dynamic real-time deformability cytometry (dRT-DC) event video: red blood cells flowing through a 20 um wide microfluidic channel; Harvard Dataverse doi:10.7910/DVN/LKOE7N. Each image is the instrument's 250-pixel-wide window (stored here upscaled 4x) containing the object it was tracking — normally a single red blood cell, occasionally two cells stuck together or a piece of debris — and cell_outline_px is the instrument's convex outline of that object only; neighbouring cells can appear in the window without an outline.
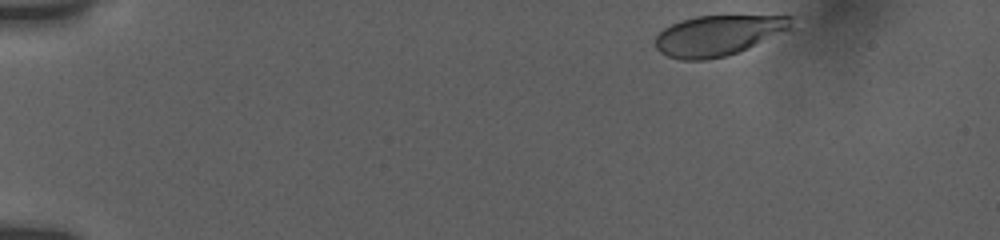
{"species": "human", "species_latin": "Homo sapiens", "temperature_condition": "room temperature", "stored_images_in_passage": 23, "camera_frame_rate_fps": 3000, "um_per_image_px": 0.085, "donor": {"sex": "female"}, "frame": {"image": 1, "passage_image": 1, "time_ms": 0.0, "image_size_px": [1000, 240], "cell_outline_px": [[796, 16], [792, 28], [748, 48], [724, 56], [704, 60], [680, 60], [668, 56], [660, 52], [656, 48], [656, 36], [664, 28], [680, 20], [696, 16]], "centroid_in_image_um": [61.05, 3.0], "position_along_channel_um": 24.0, "area_um2": 31.85}}
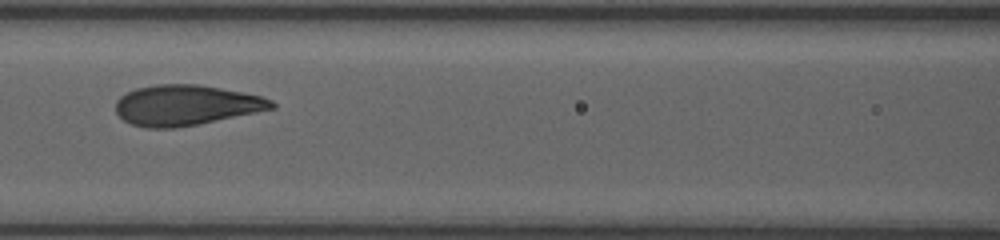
{"frame": {"image": 2, "passage_image": 14, "time_ms": 6.333, "image_size_px": [1000, 240], "cell_outline_px": [[276, 108], [196, 124], [172, 128], [148, 128], [132, 124], [124, 120], [116, 112], [116, 100], [120, 96], [136, 88], [156, 84], [200, 84], [260, 96], [272, 100], [276, 104]], "centroid_in_image_um": [15.78, 8.93], "position_along_channel_um": 150.8, "area_um2": 36.36}}
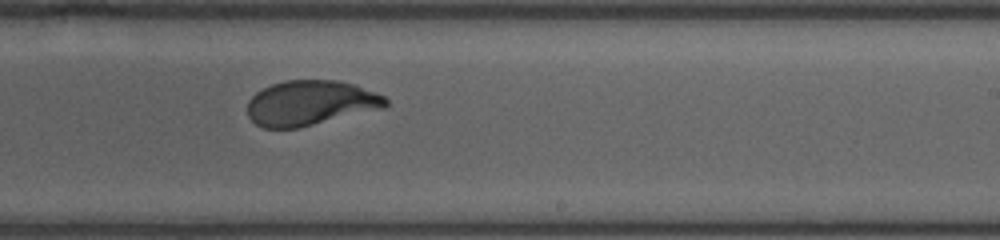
{"frame": {"image": 3, "passage_image": 23, "time_ms": 9.333, "image_size_px": [1000, 240], "cell_outline_px": [[388, 104], [384, 108], [296, 128], [264, 128], [256, 124], [248, 116], [248, 100], [256, 92], [272, 84], [284, 80], [336, 80], [352, 84], [376, 92], [384, 96], [388, 100]], "centroid_in_image_um": [26.37, 8.75], "position_along_channel_um": 262.6, "area_um2": 36.01}}